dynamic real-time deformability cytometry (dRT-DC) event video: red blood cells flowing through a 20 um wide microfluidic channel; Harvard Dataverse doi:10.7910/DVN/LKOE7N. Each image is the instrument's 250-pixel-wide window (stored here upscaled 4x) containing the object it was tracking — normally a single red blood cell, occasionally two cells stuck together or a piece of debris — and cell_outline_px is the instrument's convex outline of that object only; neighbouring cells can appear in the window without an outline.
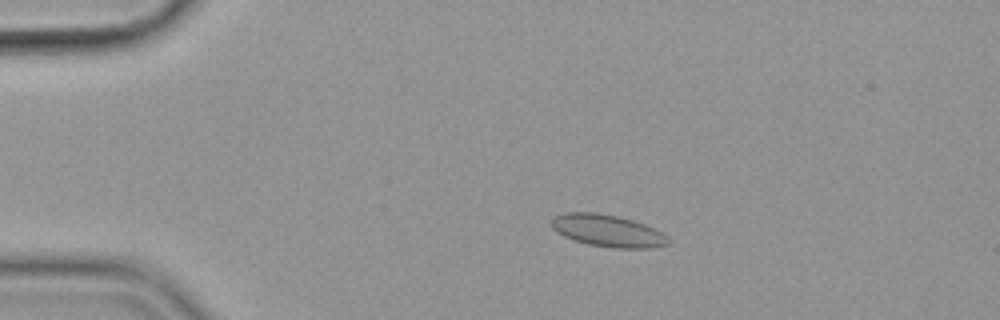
{"species": "common noctule bat (a hibernating species)", "species_latin": "Nyctalus noctula", "temperature_condition": "cold", "stored_images_in_passage": 57, "camera_frame_rate_fps": 3000, "um_per_image_px": 0.085, "animal": {"sex": "female", "body_mass_g": 19.9}, "frame": {"image": 1, "passage_image": 12, "time_ms": 3.667, "image_size_px": [1000, 320], "cell_outline_px": [[668, 244], [652, 248], [612, 248], [588, 244], [572, 240], [556, 232], [552, 228], [552, 216], [564, 212], [596, 212], [616, 216], [632, 220], [644, 224], [668, 236]], "centroid_in_image_um": [51.6, 19.61], "position_along_channel_um": 33.4, "area_um2": 21.85}}
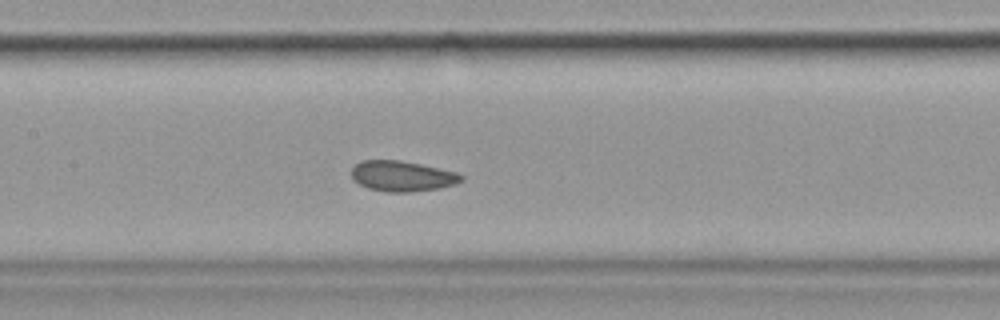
{"frame": {"image": 2, "passage_image": 28, "time_ms": 9.0, "image_size_px": [1000, 320], "cell_outline_px": [[464, 180], [456, 184], [440, 188], [408, 192], [384, 192], [368, 188], [352, 180], [352, 168], [360, 160], [400, 160], [420, 164], [456, 172], [464, 176]], "centroid_in_image_um": [34.18, 14.97], "position_along_channel_um": 173.2, "area_um2": 19.59}}
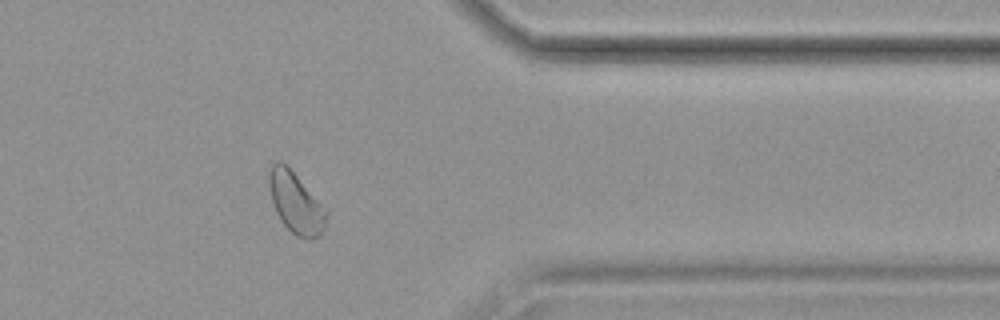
{"frame": {"image": 3, "passage_image": 47, "time_ms": 15.333, "image_size_px": [1000, 320], "cell_outline_px": [[328, 212], [324, 228], [320, 236], [312, 240], [304, 240], [296, 236], [280, 220], [276, 212], [272, 200], [268, 184], [268, 176], [272, 164], [276, 160], [280, 160], [328, 208]], "centroid_in_image_um": [25.17, 17.28], "position_along_channel_um": 386.2, "area_um2": 20.52}, "authors_computed_cell_mechanics": {"area_um2": 20.519, "velocity_mm_per_s": 3.5586, "shape_relaxation_time_tau1_ms": null, "shape_relaxation_time_tau2_ms": 2.6085, "deformation_change_tau1": null, "deformation_change_tau2": 0.0549}}